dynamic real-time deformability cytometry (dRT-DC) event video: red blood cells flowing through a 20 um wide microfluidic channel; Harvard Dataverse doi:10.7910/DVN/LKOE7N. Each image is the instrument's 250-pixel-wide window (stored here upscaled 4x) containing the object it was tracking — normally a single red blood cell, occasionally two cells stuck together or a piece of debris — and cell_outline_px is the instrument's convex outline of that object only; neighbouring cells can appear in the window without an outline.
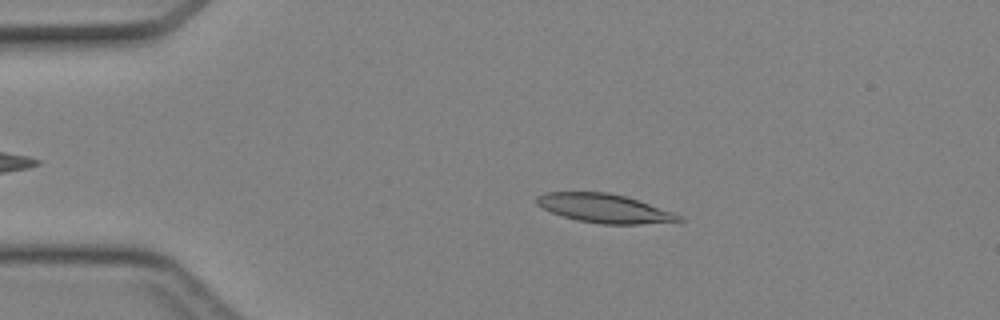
{"species": "Egyptian fruit bat (a non-hibernating species)", "species_latin": "Rousettus aegyptiacus", "temperature_condition": "cold", "stored_images_in_passage": 39, "camera_frame_rate_fps": 3000, "um_per_image_px": 0.085, "animal": {"sex": "female"}, "frame": {"image": 1, "passage_image": 9, "time_ms": 2.667, "image_size_px": [1000, 320], "cell_outline_px": [[684, 220], [640, 224], [600, 224], [576, 220], [552, 212], [536, 204], [536, 196], [544, 192], [608, 192], [624, 196], [684, 216]], "centroid_in_image_um": [51.33, 17.71], "position_along_channel_um": 33.7, "area_um2": 23.58}}
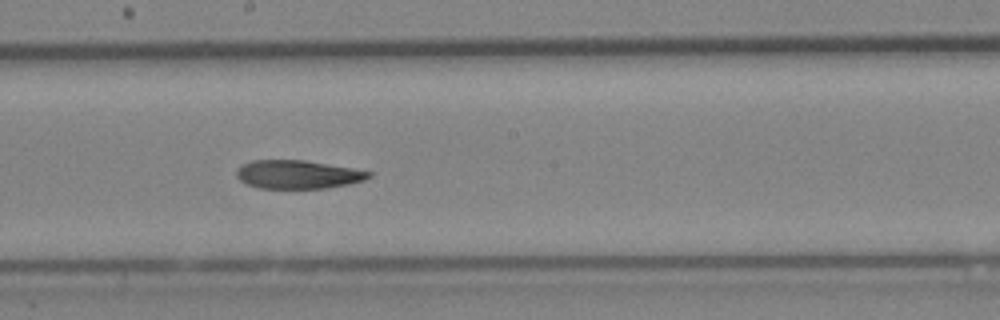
{"frame": {"image": 2, "passage_image": 25, "time_ms": 8.0, "image_size_px": [1000, 320], "cell_outline_px": [[372, 176], [364, 180], [348, 184], [328, 188], [260, 188], [248, 184], [240, 180], [236, 176], [236, 172], [244, 164], [252, 160], [304, 160], [352, 168], [372, 172]], "centroid_in_image_um": [25.34, 14.83], "position_along_channel_um": 222.9, "area_um2": 21.73}}
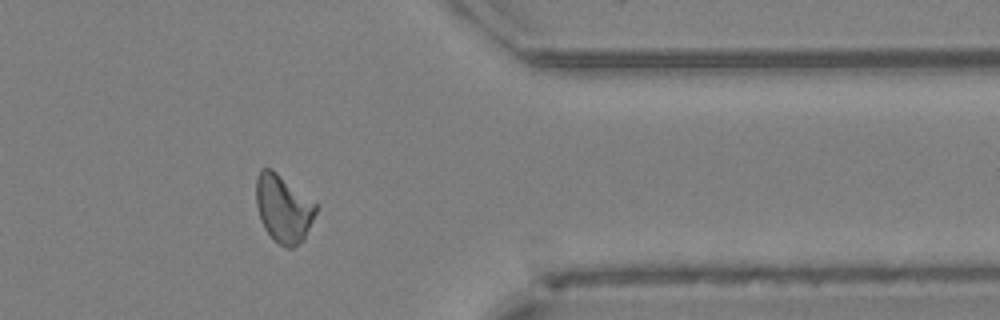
{"frame": {"image": 3, "passage_image": 37, "time_ms": 12.0, "image_size_px": [1000, 320], "cell_outline_px": [[316, 212], [304, 240], [292, 248], [284, 248], [264, 228], [260, 220], [256, 204], [256, 176], [260, 168], [272, 168], [316, 204]], "centroid_in_image_um": [24.06, 17.71], "position_along_channel_um": 387.3, "area_um2": 23.41}}